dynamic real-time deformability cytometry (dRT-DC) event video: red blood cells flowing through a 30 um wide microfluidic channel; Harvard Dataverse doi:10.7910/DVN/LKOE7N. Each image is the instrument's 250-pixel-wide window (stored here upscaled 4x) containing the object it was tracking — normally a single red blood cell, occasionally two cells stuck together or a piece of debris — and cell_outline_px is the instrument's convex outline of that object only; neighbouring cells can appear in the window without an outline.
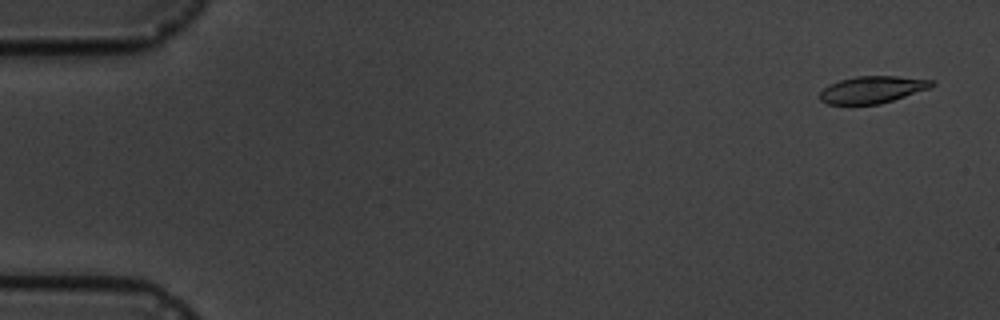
{"species": "common noctule bat (a hibernating species)", "species_latin": "Nyctalus noctula", "temperature_condition": "cold", "stored_images_in_passage": 4, "camera_frame_rate_fps": 3000, "um_per_image_px": 0.085, "animal": {"sex": "male", "body_mass_g": 19.5, "forearm_length_mm": 54.6}, "frame": {"image": 1, "passage_image": 1, "time_ms": 0.0, "image_size_px": [1000, 320], "cell_outline_px": [[936, 84], [928, 88], [880, 104], [828, 104], [820, 100], [820, 92], [824, 88], [840, 80], [856, 76], [896, 76], [932, 80]], "centroid_in_image_um": [74.13, 7.61], "position_along_channel_um": 10.9, "area_um2": 17.28}}
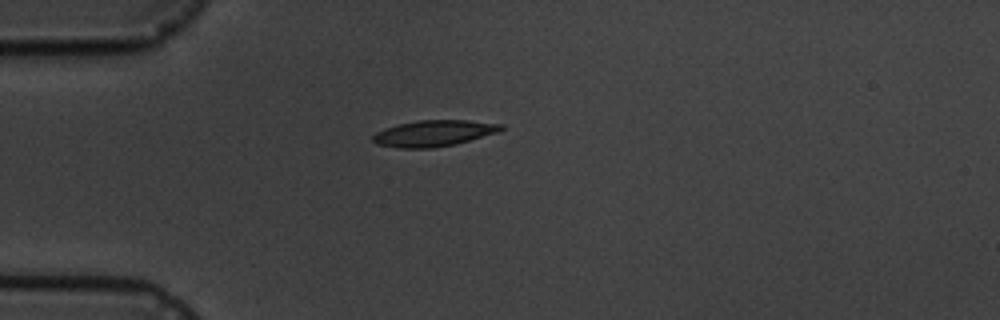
{"frame": {"image": 2, "passage_image": 4, "time_ms": 4.333, "image_size_px": [1000, 320], "cell_outline_px": [[504, 128], [500, 132], [456, 144], [432, 148], [396, 148], [376, 144], [372, 140], [372, 136], [376, 132], [384, 128], [416, 120], [468, 120], [504, 124]], "centroid_in_image_um": [36.89, 11.33], "position_along_channel_um": 48.1, "area_um2": 19.77}}